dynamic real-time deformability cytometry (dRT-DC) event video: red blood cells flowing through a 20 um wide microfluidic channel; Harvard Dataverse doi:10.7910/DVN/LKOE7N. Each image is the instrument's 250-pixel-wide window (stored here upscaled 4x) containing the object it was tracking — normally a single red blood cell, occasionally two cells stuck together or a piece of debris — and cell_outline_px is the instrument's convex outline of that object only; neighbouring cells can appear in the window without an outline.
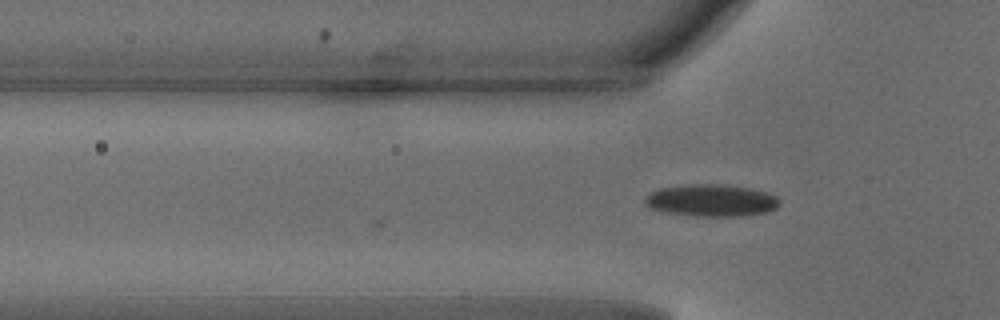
{"species": "common noctule bat (a hibernating species)", "species_latin": "Nyctalus noctula", "temperature_condition": "warm", "stored_images_in_passage": 5, "camera_frame_rate_fps": 3000, "um_per_image_px": 0.085, "animal": {"sex": "male", "body_mass_g": 18.8}, "frame": {"image": 1, "passage_image": 5, "time_ms": 1.333, "image_size_px": [1000, 320], "cell_outline_px": [[780, 204], [776, 208], [768, 212], [740, 216], [692, 216], [664, 212], [652, 208], [644, 204], [644, 196], [660, 188], [692, 184], [724, 184], [748, 188], [764, 192], [776, 196], [780, 200]], "centroid_in_image_um": [60.45, 17.04], "position_along_channel_um": 65.3, "area_um2": 25.2}}